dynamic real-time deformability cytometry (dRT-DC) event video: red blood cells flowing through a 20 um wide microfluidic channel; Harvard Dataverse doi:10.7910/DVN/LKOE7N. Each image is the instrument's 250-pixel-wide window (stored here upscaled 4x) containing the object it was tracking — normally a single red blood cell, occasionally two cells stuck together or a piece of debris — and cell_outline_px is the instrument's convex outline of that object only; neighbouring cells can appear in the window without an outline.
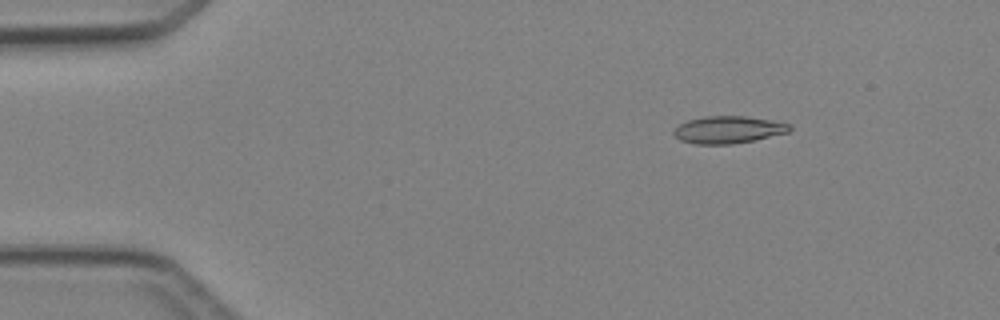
{"species": "Egyptian fruit bat (a non-hibernating species)", "species_latin": "Rousettus aegyptiacus", "temperature_condition": "cold", "stored_images_in_passage": 4, "camera_frame_rate_fps": 3000, "um_per_image_px": 0.085, "animal": {"sex": "female"}, "frame": {"image": 1, "passage_image": 2, "time_ms": 1.333, "image_size_px": [1000, 320], "cell_outline_px": [[792, 128], [788, 132], [752, 140], [732, 144], [696, 144], [680, 140], [672, 132], [680, 124], [688, 120], [704, 116], [744, 116], [772, 120], [792, 124]], "centroid_in_image_um": [61.91, 11.02], "position_along_channel_um": 23.1, "area_um2": 18.26}}
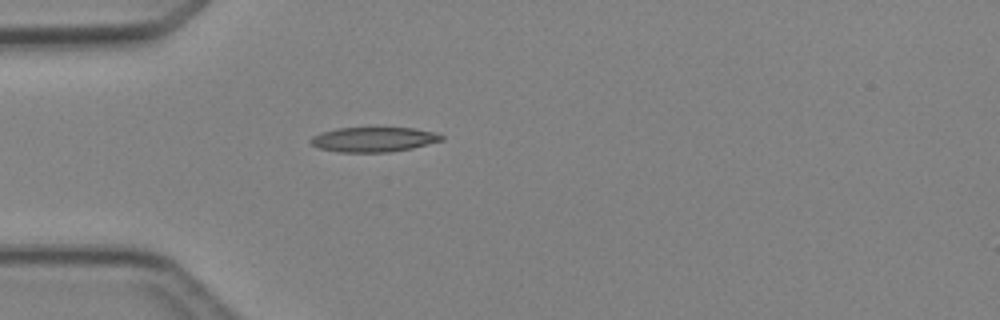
{"frame": {"image": 2, "passage_image": 4, "time_ms": 3.667, "image_size_px": [1000, 320], "cell_outline_px": [[444, 140], [412, 148], [388, 152], [336, 152], [320, 148], [312, 144], [308, 140], [312, 136], [320, 132], [340, 128], [416, 128], [436, 132], [444, 136]], "centroid_in_image_um": [31.77, 11.85], "position_along_channel_um": 53.2, "area_um2": 18.96}}